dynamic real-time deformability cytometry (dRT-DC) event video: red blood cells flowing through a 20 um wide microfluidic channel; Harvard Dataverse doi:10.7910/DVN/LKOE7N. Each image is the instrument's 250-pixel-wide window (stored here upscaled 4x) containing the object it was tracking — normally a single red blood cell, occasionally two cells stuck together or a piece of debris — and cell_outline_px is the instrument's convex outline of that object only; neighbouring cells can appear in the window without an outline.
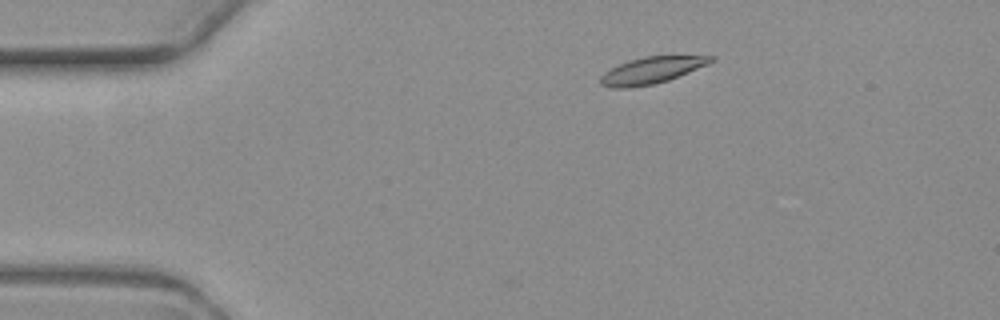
{"species": "common noctule bat (a hibernating species)", "species_latin": "Nyctalus noctula", "temperature_condition": "warm", "stored_images_in_passage": 3, "camera_frame_rate_fps": 3000, "um_per_image_px": 0.085, "animal": {"sex": "female", "body_mass_g": 19.3, "forearm_length_mm": 54.1}, "frame": {"image": 1, "passage_image": 1, "time_ms": 0.0, "image_size_px": [1000, 320], "cell_outline_px": [[716, 60], [708, 64], [668, 80], [656, 84], [628, 88], [612, 88], [600, 84], [600, 76], [604, 72], [628, 60], [644, 56], [716, 56]], "centroid_in_image_um": [55.37, 5.98], "position_along_channel_um": 29.6, "area_um2": 17.11}}